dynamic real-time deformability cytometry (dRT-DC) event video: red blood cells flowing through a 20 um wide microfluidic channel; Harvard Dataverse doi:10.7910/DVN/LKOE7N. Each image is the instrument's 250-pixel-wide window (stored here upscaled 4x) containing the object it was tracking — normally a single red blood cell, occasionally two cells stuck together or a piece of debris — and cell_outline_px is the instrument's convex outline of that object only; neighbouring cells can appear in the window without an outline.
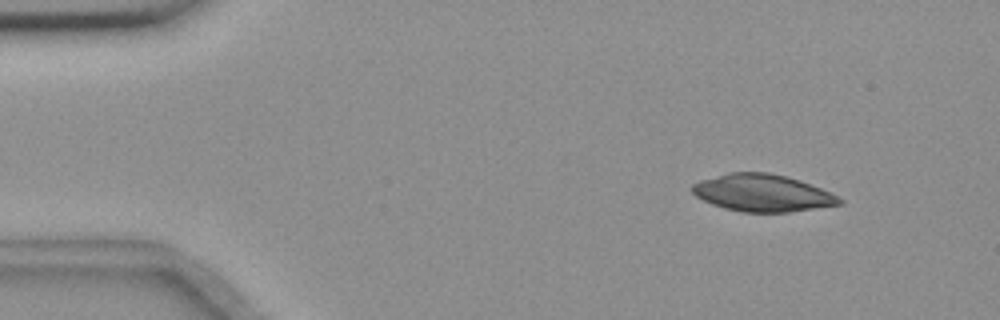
{"species": "common noctule bat (a hibernating species)", "species_latin": "Nyctalus noctula", "temperature_condition": "room temperature", "stored_images_in_passage": 4, "camera_frame_rate_fps": 3000, "um_per_image_px": 0.085, "animal": {"sex": "female", "body_mass_g": 18.4}, "frame": {"image": 1, "passage_image": 1, "time_ms": 0.0, "image_size_px": [1000, 320], "cell_outline_px": [[844, 204], [788, 212], [744, 212], [724, 208], [712, 204], [696, 196], [692, 192], [692, 184], [700, 180], [728, 172], [768, 172], [800, 180], [820, 188], [844, 200]], "centroid_in_image_um": [64.8, 16.4], "position_along_channel_um": 20.2, "area_um2": 31.73}}